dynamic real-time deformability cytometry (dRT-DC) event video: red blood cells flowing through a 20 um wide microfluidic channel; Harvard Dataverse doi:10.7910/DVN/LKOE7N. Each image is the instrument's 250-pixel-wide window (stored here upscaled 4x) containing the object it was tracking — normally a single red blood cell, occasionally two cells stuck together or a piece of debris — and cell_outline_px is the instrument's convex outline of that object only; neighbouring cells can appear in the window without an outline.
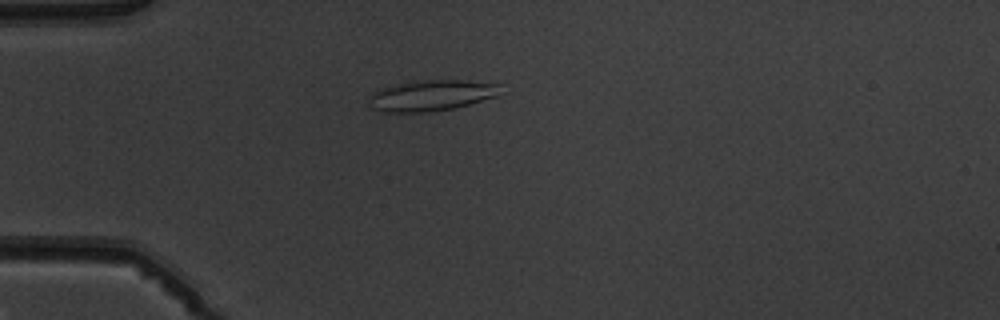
{"species": "common noctule bat (a hibernating species)", "species_latin": "Nyctalus noctula", "temperature_condition": "warm", "stored_images_in_passage": 6, "camera_frame_rate_fps": 3000, "um_per_image_px": 0.085, "animal": {"sex": "male", "body_mass_g": 19.5, "forearm_length_mm": 54.6}, "frame": {"image": 1, "passage_image": 5, "time_ms": 4.667, "image_size_px": [1000, 320], "cell_outline_px": [[500, 96], [456, 108], [428, 112], [384, 112], [372, 108], [368, 104], [368, 96], [380, 88], [396, 84], [424, 80], [464, 80], [500, 84]], "centroid_in_image_um": [36.68, 8.12], "position_along_channel_um": 48.3, "area_um2": 23.93}}